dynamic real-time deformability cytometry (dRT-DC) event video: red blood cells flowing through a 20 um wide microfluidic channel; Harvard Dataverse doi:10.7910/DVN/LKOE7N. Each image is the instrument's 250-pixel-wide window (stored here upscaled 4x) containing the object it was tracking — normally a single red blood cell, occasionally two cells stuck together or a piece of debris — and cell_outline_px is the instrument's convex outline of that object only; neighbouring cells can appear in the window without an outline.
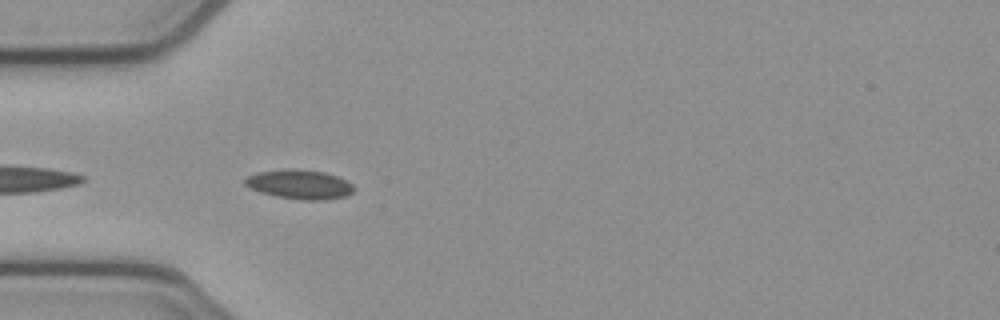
{"species": "common noctule bat (a hibernating species)", "species_latin": "Nyctalus noctula", "temperature_condition": "cold", "stored_images_in_passage": 4, "camera_frame_rate_fps": 3000, "um_per_image_px": 0.085, "animal": {"sex": "female", "body_mass_g": 21.9}, "frame": {"image": 1, "passage_image": 3, "time_ms": 0.667, "image_size_px": [1000, 320], "cell_outline_px": [[356, 188], [352, 192], [344, 196], [324, 200], [300, 200], [276, 196], [260, 192], [244, 184], [244, 180], [248, 176], [260, 172], [284, 168], [288, 168], [324, 172], [336, 176], [352, 184]], "centroid_in_image_um": [25.46, 15.67], "position_along_channel_um": 59.5, "area_um2": 18.44}}
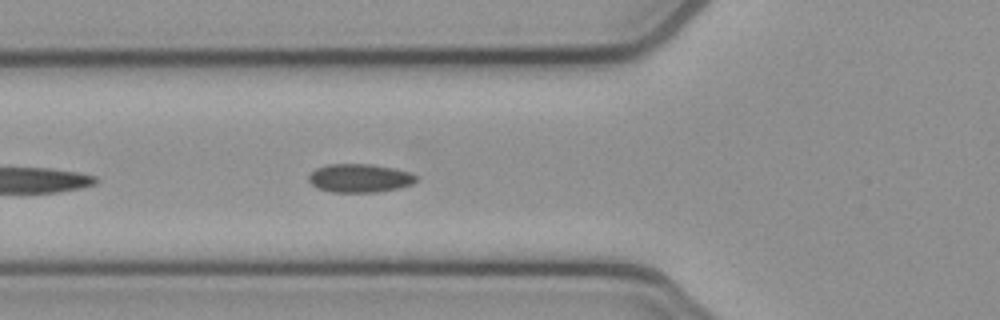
{"frame": {"image": 2, "passage_image": 4, "time_ms": 1.0, "image_size_px": [1000, 320], "cell_outline_px": [[416, 180], [412, 184], [400, 188], [376, 192], [332, 192], [316, 188], [308, 180], [308, 176], [316, 168], [328, 164], [372, 164], [392, 168], [408, 172], [416, 176]], "centroid_in_image_um": [30.54, 15.14], "position_along_channel_um": 95.3, "area_um2": 17.8}}